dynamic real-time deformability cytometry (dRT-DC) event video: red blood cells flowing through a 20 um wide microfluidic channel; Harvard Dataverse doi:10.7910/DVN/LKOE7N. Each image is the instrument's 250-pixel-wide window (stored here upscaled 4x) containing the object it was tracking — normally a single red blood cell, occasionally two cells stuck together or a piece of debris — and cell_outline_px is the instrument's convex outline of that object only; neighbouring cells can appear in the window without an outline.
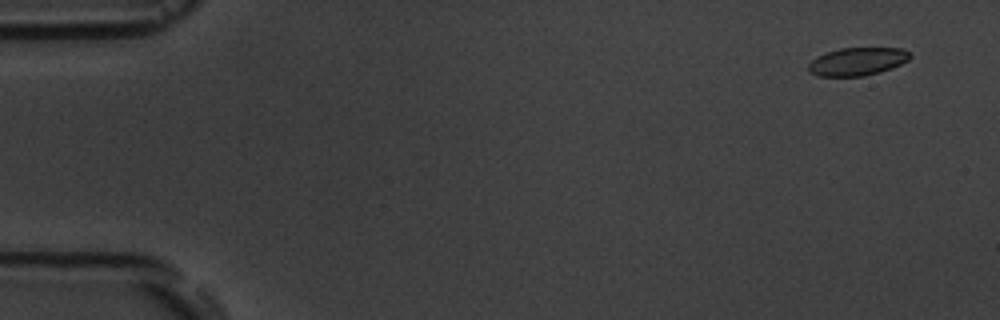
{"species": "common noctule bat (a hibernating species)", "species_latin": "Nyctalus noctula", "temperature_condition": "room temperature", "stored_images_in_passage": 4, "camera_frame_rate_fps": 3000, "um_per_image_px": 0.085, "animal": {"sex": "male", "body_mass_g": 19.5, "forearm_length_mm": 54.6}, "frame": {"image": 1, "passage_image": 1, "time_ms": 0.0, "image_size_px": [1000, 320], "cell_outline_px": [[912, 56], [908, 60], [892, 68], [880, 72], [864, 76], [820, 76], [808, 72], [808, 64], [816, 56], [840, 48], [900, 48], [908, 52]], "centroid_in_image_um": [72.86, 5.23], "position_along_channel_um": 12.1, "area_um2": 16.53}}